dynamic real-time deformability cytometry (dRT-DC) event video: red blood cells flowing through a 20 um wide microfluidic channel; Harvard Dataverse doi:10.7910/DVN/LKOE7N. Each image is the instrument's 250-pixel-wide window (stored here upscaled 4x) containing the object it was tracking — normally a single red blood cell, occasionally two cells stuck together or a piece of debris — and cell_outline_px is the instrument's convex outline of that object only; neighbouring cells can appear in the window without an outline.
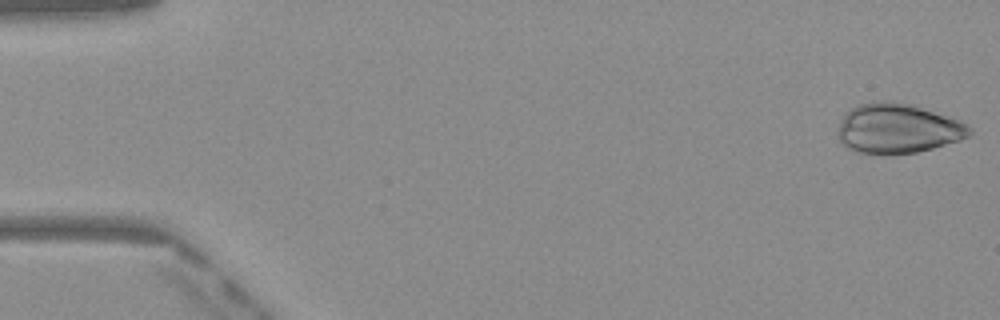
{"species": "Egyptian fruit bat (a non-hibernating species)", "species_latin": "Rousettus aegyptiacus", "temperature_condition": "warm", "stored_images_in_passage": 49, "camera_frame_rate_fps": 3000, "um_per_image_px": 0.085, "frame": {"image": 1, "passage_image": 1, "time_ms": 0.0, "image_size_px": [1000, 320], "cell_outline_px": [[972, 132], [968, 136], [960, 140], [932, 148], [916, 152], [860, 152], [848, 148], [840, 140], [836, 132], [840, 120], [844, 112], [860, 104], [872, 100], [892, 100], [920, 104], [960, 120], [968, 124], [972, 128]], "centroid_in_image_um": [76.34, 10.84], "position_along_channel_um": 8.7, "area_um2": 38.61}}
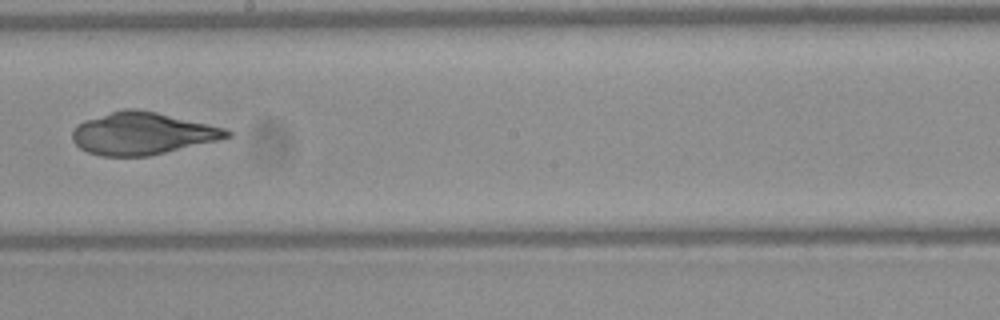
{"frame": {"image": 2, "passage_image": 28, "time_ms": 9.0, "image_size_px": [1000, 320], "cell_outline_px": [[232, 136], [220, 140], [148, 156], [100, 156], [88, 152], [80, 148], [72, 140], [72, 132], [76, 124], [84, 120], [124, 108], [140, 108], [208, 124], [224, 128], [232, 132]], "centroid_in_image_um": [12.08, 11.34], "position_along_channel_um": 236.1, "area_um2": 38.15}}
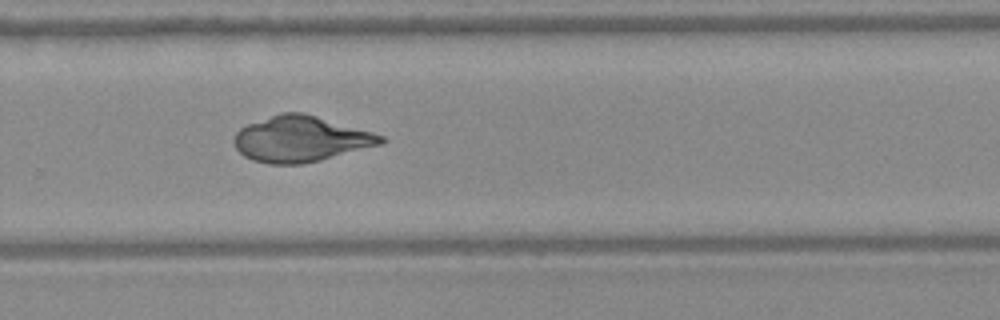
{"frame": {"image": 3, "passage_image": 33, "time_ms": 10.667, "image_size_px": [1000, 320], "cell_outline_px": [[388, 140], [380, 144], [320, 160], [300, 164], [268, 164], [252, 160], [244, 156], [236, 148], [232, 140], [236, 132], [240, 128], [248, 124], [280, 112], [304, 112], [372, 132], [384, 136]], "centroid_in_image_um": [25.53, 11.81], "position_along_channel_um": 304.3, "area_um2": 39.02}}